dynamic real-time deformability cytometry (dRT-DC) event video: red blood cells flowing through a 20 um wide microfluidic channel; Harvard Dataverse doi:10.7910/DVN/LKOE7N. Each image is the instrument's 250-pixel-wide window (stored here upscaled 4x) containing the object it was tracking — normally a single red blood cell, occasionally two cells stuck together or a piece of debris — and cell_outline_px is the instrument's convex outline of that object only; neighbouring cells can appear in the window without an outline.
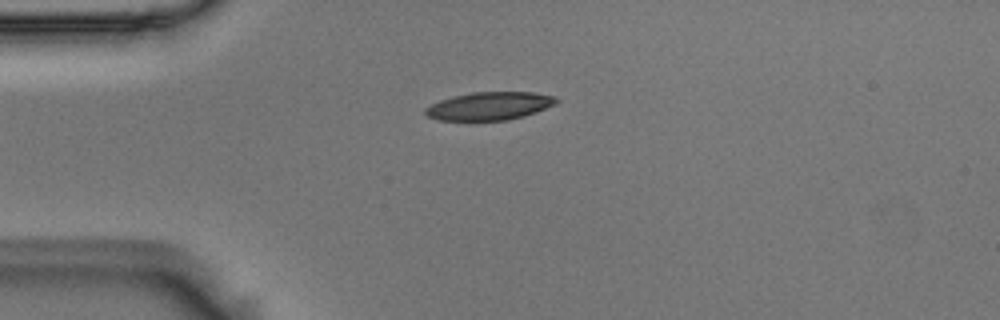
{"species": "Egyptian fruit bat (a non-hibernating species)", "species_latin": "Rousettus aegyptiacus", "temperature_condition": "room temperature", "stored_images_in_passage": 3, "camera_frame_rate_fps": 3000, "um_per_image_px": 0.085, "animal": {"sex": "male"}, "frame": {"image": 1, "passage_image": 3, "time_ms": 0.667, "image_size_px": [1000, 320], "cell_outline_px": [[560, 100], [556, 104], [536, 112], [524, 116], [508, 120], [440, 120], [428, 116], [424, 112], [424, 108], [440, 100], [452, 96], [472, 92], [532, 92], [552, 96]], "centroid_in_image_um": [41.61, 9.01], "position_along_channel_um": 43.4, "area_um2": 21.33}}